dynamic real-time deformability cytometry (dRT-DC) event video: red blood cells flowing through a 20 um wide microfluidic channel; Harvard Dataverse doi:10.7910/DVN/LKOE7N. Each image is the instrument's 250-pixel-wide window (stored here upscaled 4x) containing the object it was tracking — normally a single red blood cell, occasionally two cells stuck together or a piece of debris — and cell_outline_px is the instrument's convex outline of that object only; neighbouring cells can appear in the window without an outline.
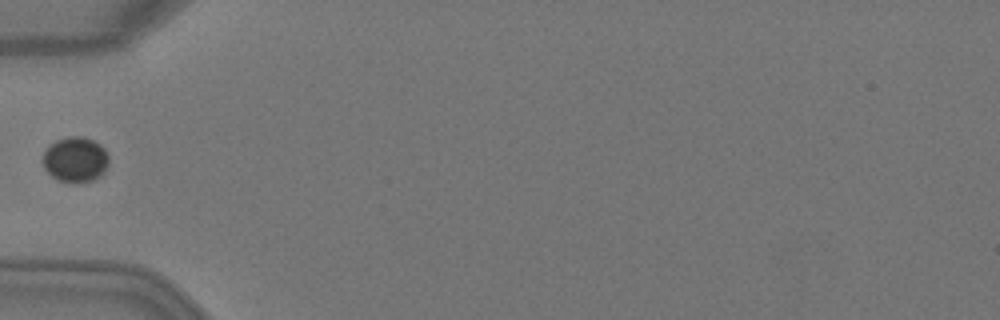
{"species": "Egyptian fruit bat (a non-hibernating species)", "species_latin": "Rousettus aegyptiacus", "temperature_condition": "warm", "stored_images_in_passage": 6, "camera_frame_rate_fps": 3000, "um_per_image_px": 0.085, "animal": {"sex": "female"}, "frame": {"image": 1, "passage_image": 5, "time_ms": 1.333, "image_size_px": [1000, 320], "cell_outline_px": [[108, 164], [104, 172], [100, 176], [92, 180], [56, 180], [44, 168], [40, 160], [44, 152], [56, 140], [72, 136], [84, 136], [100, 144], [104, 148], [108, 156]], "centroid_in_image_um": [6.39, 13.53], "position_along_channel_um": 78.6, "area_um2": 17.11}}